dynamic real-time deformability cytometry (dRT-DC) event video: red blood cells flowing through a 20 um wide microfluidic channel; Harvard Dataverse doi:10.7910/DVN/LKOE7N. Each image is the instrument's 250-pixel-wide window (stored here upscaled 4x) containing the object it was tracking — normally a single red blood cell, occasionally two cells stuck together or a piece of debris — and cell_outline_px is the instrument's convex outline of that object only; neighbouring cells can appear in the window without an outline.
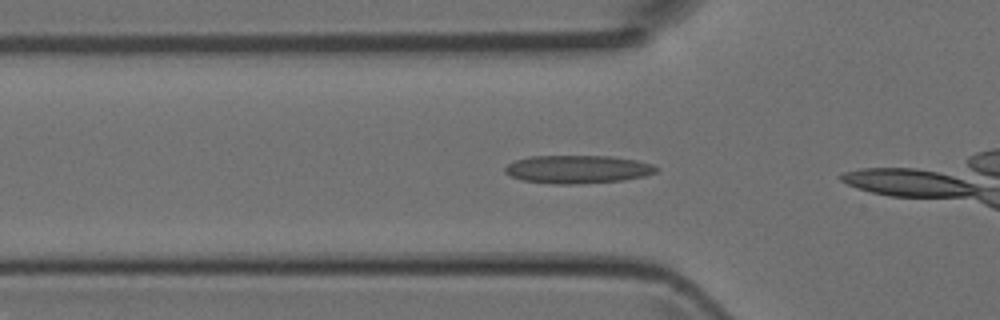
{"species": "Egyptian fruit bat (a non-hibernating species)", "species_latin": "Rousettus aegyptiacus", "temperature_condition": "room temperature", "stored_images_in_passage": 6, "camera_frame_rate_fps": 3000, "um_per_image_px": 0.085, "animal": {"sex": "female"}, "frame": {"image": 1, "passage_image": 4, "time_ms": 1.0, "image_size_px": [1000, 320], "cell_outline_px": [[660, 168], [656, 172], [644, 176], [624, 180], [576, 184], [552, 184], [524, 180], [512, 176], [504, 172], [504, 168], [508, 164], [516, 160], [532, 156], [612, 156], [636, 160], [652, 164]], "centroid_in_image_um": [49.13, 14.39], "position_along_channel_um": 76.7, "area_um2": 24.74}}